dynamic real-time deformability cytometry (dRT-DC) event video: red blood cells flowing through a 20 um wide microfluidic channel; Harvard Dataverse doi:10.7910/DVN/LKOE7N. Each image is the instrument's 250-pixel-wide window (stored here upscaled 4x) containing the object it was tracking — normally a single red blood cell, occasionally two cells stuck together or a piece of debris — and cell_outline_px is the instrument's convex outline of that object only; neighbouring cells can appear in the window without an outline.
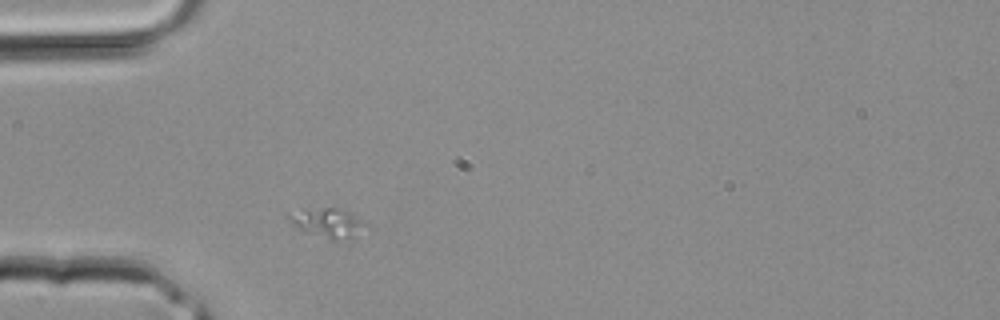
{"species": "common noctule bat (a hibernating species)", "species_latin": "Nyctalus noctula", "temperature_condition": "room temperature", "stored_images_in_passage": 1, "camera_frame_rate_fps": 3000, "um_per_image_px": 0.085, "animal": {"sex": "male", "body_mass_g": 20.4}, "frame": {"image": 1, "passage_image": 1, "time_ms": 0.0, "image_size_px": [1000, 320], "cell_outline_px": [[368, 224], [352, 236], [336, 240], [328, 240], [304, 232], [288, 220], [288, 212], [304, 208], [336, 208]], "centroid_in_image_um": [27.72, 18.94], "position_along_channel_um": 57.3, "area_um2": 12.72}}